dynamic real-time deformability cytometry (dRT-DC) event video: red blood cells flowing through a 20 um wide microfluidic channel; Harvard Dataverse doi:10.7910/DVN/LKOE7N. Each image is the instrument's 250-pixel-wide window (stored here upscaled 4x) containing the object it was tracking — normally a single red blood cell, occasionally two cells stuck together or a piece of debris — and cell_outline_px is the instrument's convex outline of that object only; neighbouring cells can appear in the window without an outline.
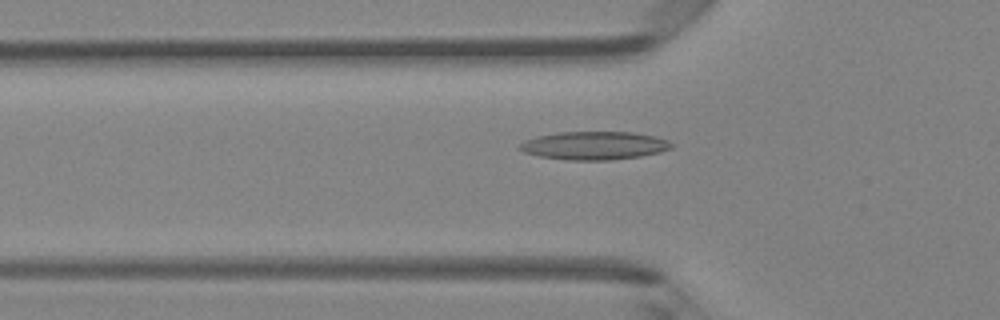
{"species": "Egyptian fruit bat (a non-hibernating species)", "species_latin": "Rousettus aegyptiacus", "temperature_condition": "room temperature", "stored_images_in_passage": 44, "camera_frame_rate_fps": 3000, "um_per_image_px": 0.085, "animal": {"sex": "female"}, "frame": {"image": 1, "passage_image": 13, "time_ms": 4.0, "image_size_px": [1000, 320], "cell_outline_px": [[676, 144], [672, 148], [660, 152], [640, 156], [612, 160], [564, 160], [540, 156], [524, 152], [516, 148], [524, 140], [536, 136], [556, 132], [632, 132], [656, 136], [668, 140]], "centroid_in_image_um": [50.52, 12.37], "position_along_channel_um": 75.3, "area_um2": 25.26}}
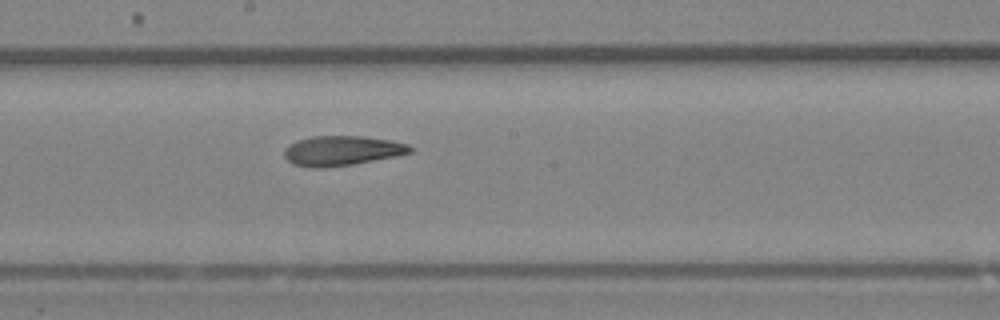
{"frame": {"image": 2, "passage_image": 23, "time_ms": 7.333, "image_size_px": [1000, 320], "cell_outline_px": [[412, 152], [396, 156], [352, 164], [324, 168], [312, 168], [292, 164], [284, 156], [284, 148], [288, 144], [296, 140], [312, 136], [364, 136], [388, 140], [408, 144], [412, 148]], "centroid_in_image_um": [29.01, 12.81], "position_along_channel_um": 219.2, "area_um2": 21.91}}
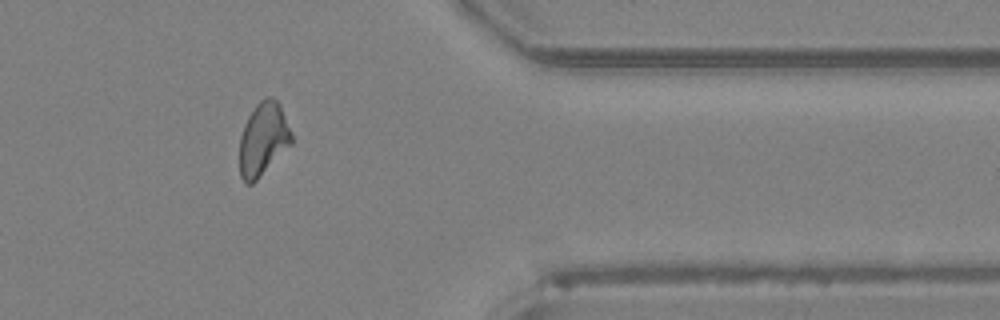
{"frame": {"image": 3, "passage_image": 36, "time_ms": 11.667, "image_size_px": [1000, 320], "cell_outline_px": [[292, 144], [252, 184], [248, 184], [240, 176], [240, 136], [244, 124], [248, 116], [256, 104], [264, 96], [272, 96], [280, 104], [292, 132]], "centroid_in_image_um": [22.38, 11.79], "position_along_channel_um": 389.0, "area_um2": 22.2}, "authors_computed_cell_mechanics": {"area_um2": 22.253, "velocity_mm_per_s": 4.3217, "shape_relaxation_time_tau1_ms": null, "shape_relaxation_time_tau2_ms": 5.5806, "deformation_change_tau1": null, "deformation_change_tau2": 0.1525}}